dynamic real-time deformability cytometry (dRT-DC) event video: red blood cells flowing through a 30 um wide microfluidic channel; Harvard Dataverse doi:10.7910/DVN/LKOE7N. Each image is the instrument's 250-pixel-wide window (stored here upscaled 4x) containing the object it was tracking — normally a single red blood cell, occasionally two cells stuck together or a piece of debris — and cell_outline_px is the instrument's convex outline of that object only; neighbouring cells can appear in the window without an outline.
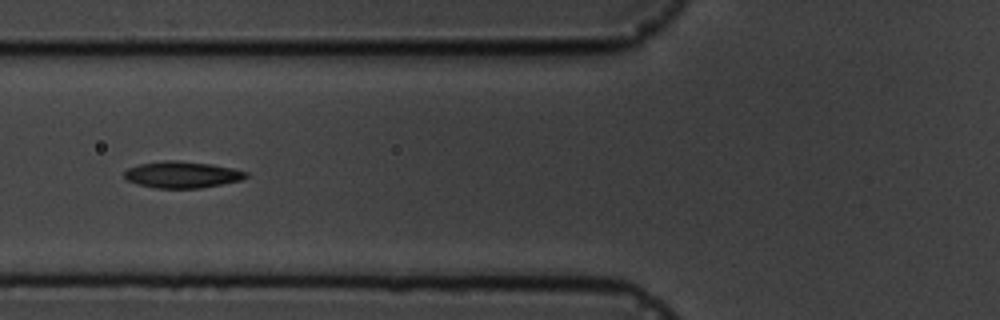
{"species": "common noctule bat (a hibernating species)", "species_latin": "Nyctalus noctula", "temperature_condition": "cold", "stored_images_in_passage": 5, "camera_frame_rate_fps": 3000, "um_per_image_px": 0.085, "animal": {"sex": "male", "body_mass_g": 19.5, "forearm_length_mm": 54.6}, "frame": {"image": 1, "passage_image": 3, "time_ms": 2.0, "image_size_px": [1000, 320], "cell_outline_px": [[248, 176], [240, 180], [200, 188], [156, 188], [136, 184], [128, 180], [124, 176], [124, 172], [128, 168], [140, 164], [164, 160], [176, 160], [212, 164], [232, 168], [248, 172]], "centroid_in_image_um": [15.46, 14.84], "position_along_channel_um": 110.3, "area_um2": 18.73}}
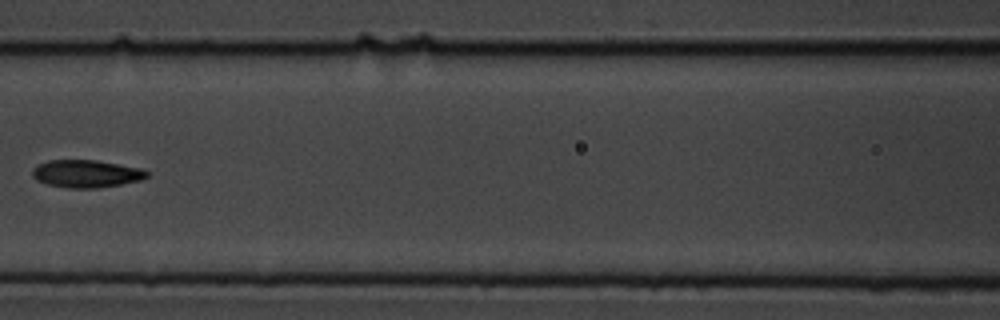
{"frame": {"image": 2, "passage_image": 4, "time_ms": 3.333, "image_size_px": [1000, 320], "cell_outline_px": [[148, 176], [140, 180], [120, 184], [96, 188], [68, 188], [48, 184], [36, 180], [32, 176], [32, 168], [36, 164], [48, 160], [96, 160], [140, 168], [148, 172]], "centroid_in_image_um": [7.28, 14.76], "position_along_channel_um": 159.3, "area_um2": 18.38}}
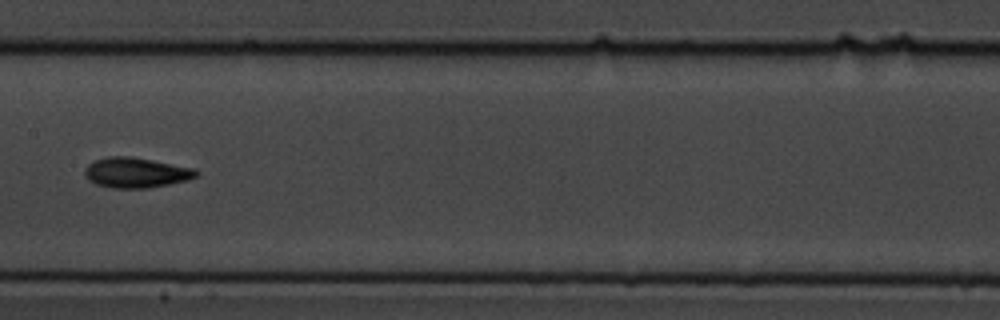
{"frame": {"image": 3, "passage_image": 5, "time_ms": 4.333, "image_size_px": [1000, 320], "cell_outline_px": [[200, 172], [196, 176], [188, 180], [148, 188], [112, 188], [96, 184], [88, 180], [84, 176], [84, 168], [88, 164], [96, 160], [108, 156], [132, 156], [196, 168]], "centroid_in_image_um": [11.56, 14.67], "position_along_channel_um": 195.8, "area_um2": 19.83}}